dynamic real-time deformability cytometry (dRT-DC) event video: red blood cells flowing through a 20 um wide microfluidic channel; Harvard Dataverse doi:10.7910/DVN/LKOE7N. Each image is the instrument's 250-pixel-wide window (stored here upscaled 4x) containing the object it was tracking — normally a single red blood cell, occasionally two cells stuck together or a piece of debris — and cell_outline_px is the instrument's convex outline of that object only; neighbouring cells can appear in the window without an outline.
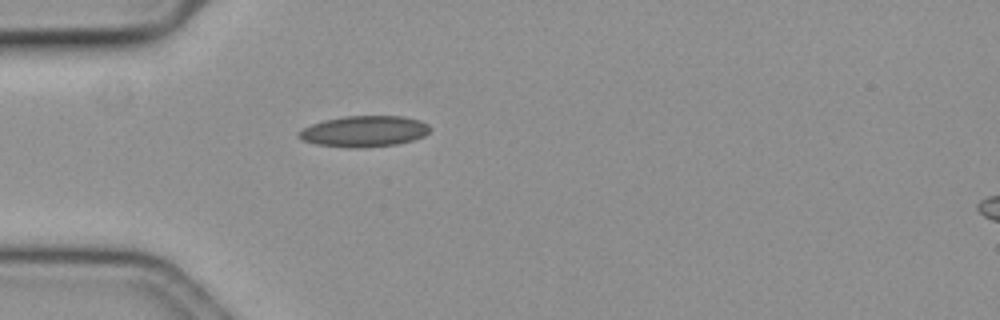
{"species": "common noctule bat (a hibernating species)", "species_latin": "Nyctalus noctula", "temperature_condition": "cold", "stored_images_in_passage": 41, "camera_frame_rate_fps": 3000, "um_per_image_px": 0.085, "animal": {"sex": "female", "body_mass_g": 19.3, "forearm_length_mm": 54.1}, "frame": {"image": 1, "passage_image": 1, "time_ms": 0.0, "image_size_px": [1000, 320], "cell_outline_px": [[432, 128], [424, 136], [412, 140], [396, 144], [364, 148], [352, 148], [316, 144], [300, 140], [296, 136], [296, 132], [312, 124], [324, 120], [344, 116], [404, 116], [420, 120], [428, 124]], "centroid_in_image_um": [30.94, 11.16], "position_along_channel_um": 54.1, "area_um2": 23.93}}
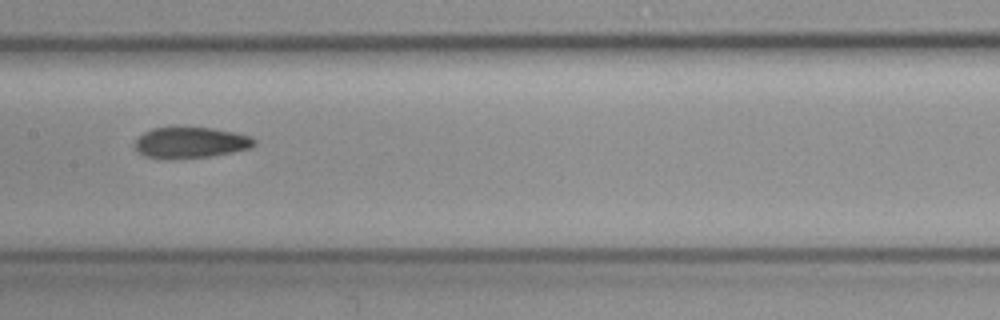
{"frame": {"image": 2, "passage_image": 13, "time_ms": 4.0, "image_size_px": [1000, 320], "cell_outline_px": [[256, 144], [252, 148], [212, 156], [172, 160], [164, 160], [144, 156], [136, 148], [136, 140], [144, 132], [152, 128], [172, 124], [212, 128], [232, 132], [248, 136], [256, 140]], "centroid_in_image_um": [16.16, 12.1], "position_along_channel_um": 191.2, "area_um2": 22.43}}
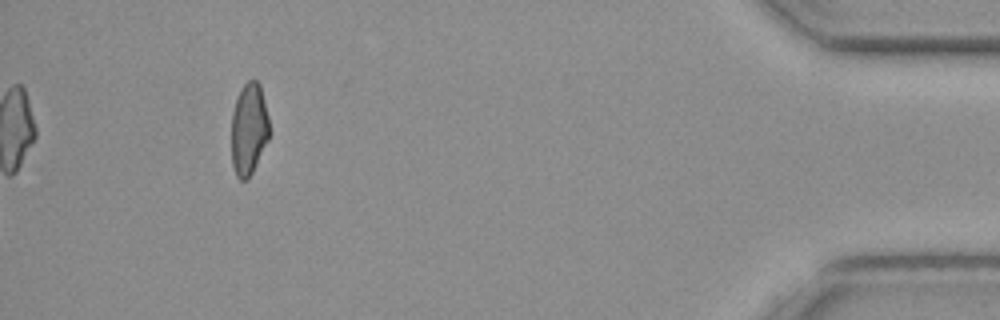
{"frame": {"image": 3, "passage_image": 37, "time_ms": 12.0, "image_size_px": [1000, 320], "cell_outline_px": [[268, 140], [248, 180], [240, 180], [236, 176], [232, 164], [232, 112], [240, 88], [248, 80], [256, 80], [260, 84], [268, 116]], "centroid_in_image_um": [21.14, 10.97], "position_along_channel_um": 414.1, "area_um2": 20.17}, "authors_computed_cell_mechanics": {"area_um2": 21.5016, "velocity_mm_per_s": 3.6334, "shape_relaxation_time_tau1_ms": null, "shape_relaxation_time_tau2_ms": 5.1481, "deformation_change_tau1": null, "deformation_change_tau2": 0.1144}}